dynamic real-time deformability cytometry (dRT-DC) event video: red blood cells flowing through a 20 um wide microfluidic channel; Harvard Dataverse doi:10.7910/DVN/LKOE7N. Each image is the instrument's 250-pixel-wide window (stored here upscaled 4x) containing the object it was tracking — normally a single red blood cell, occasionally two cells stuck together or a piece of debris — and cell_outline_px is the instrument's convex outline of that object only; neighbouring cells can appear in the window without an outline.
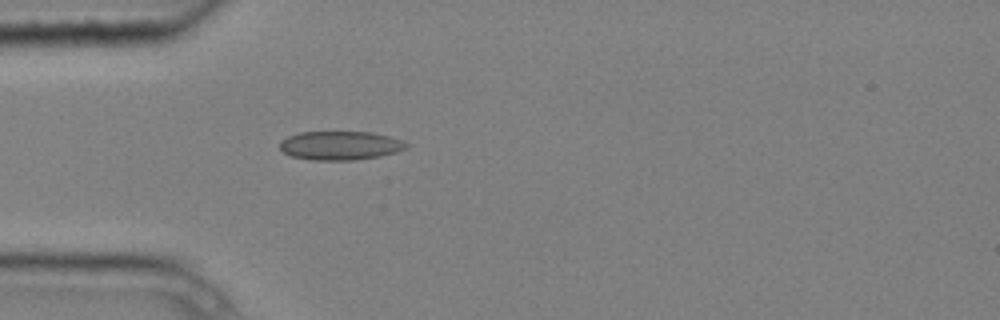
{"species": "common noctule bat (a hibernating species)", "species_latin": "Nyctalus noctula", "temperature_condition": "cold", "stored_images_in_passage": 4, "camera_frame_rate_fps": 3000, "um_per_image_px": 0.085, "animal": {"sex": "male", "body_mass_g": 20.4}, "frame": {"image": 1, "passage_image": 4, "time_ms": 1.0, "image_size_px": [1000, 320], "cell_outline_px": [[408, 148], [396, 152], [380, 156], [352, 160], [312, 160], [292, 156], [284, 152], [280, 148], [280, 140], [288, 136], [300, 132], [372, 132], [388, 136], [400, 140], [408, 144]], "centroid_in_image_um": [28.91, 12.37], "position_along_channel_um": 56.1, "area_um2": 21.15}}